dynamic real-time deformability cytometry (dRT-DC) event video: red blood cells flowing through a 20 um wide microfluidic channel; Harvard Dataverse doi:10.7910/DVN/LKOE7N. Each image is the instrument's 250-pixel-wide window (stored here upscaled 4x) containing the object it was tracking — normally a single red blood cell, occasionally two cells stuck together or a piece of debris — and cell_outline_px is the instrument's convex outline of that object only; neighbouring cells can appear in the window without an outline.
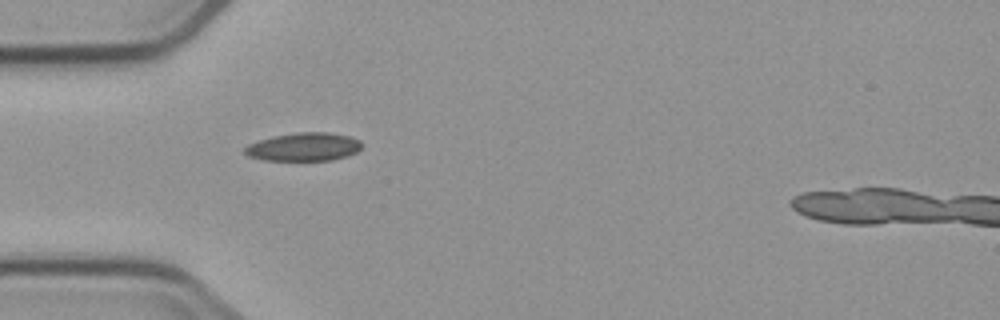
{"species": "common noctule bat (a hibernating species)", "species_latin": "Nyctalus noctula", "temperature_condition": "cold", "stored_images_in_passage": 2, "camera_frame_rate_fps": 3000, "um_per_image_px": 0.085, "animal": {"sex": "male", "body_mass_g": 23.1, "forearm_length_mm": 52.7}, "frame": {"image": 1, "passage_image": 1, "time_ms": 0.0, "image_size_px": [1000, 320], "cell_outline_px": [[364, 144], [356, 152], [348, 156], [332, 160], [264, 160], [248, 156], [244, 152], [244, 148], [248, 144], [272, 136], [296, 132], [328, 132], [348, 136], [360, 140]], "centroid_in_image_um": [25.83, 12.48], "position_along_channel_um": 59.2, "area_um2": 19.36}}